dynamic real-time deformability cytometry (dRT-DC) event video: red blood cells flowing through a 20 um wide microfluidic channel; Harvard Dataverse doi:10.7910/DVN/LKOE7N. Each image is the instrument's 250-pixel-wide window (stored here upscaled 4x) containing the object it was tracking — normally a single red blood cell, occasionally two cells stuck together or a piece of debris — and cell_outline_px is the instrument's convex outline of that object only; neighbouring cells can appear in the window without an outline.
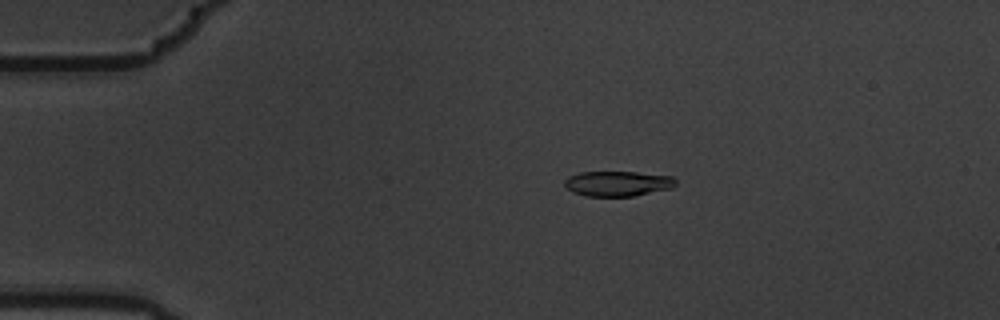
{"species": "common noctule bat (a hibernating species)", "species_latin": "Nyctalus noctula", "temperature_condition": "warm", "stored_images_in_passage": 5, "camera_frame_rate_fps": 3000, "um_per_image_px": 0.085, "animal": {"sex": "male", "body_mass_g": 19.5, "forearm_length_mm": 54.6}, "frame": {"image": 1, "passage_image": 2, "time_ms": 0.333, "image_size_px": [1000, 320], "cell_outline_px": [[676, 184], [672, 188], [632, 196], [584, 196], [572, 192], [564, 184], [564, 180], [568, 176], [580, 172], [636, 172], [672, 176], [676, 180]], "centroid_in_image_um": [52.49, 15.6], "position_along_channel_um": 32.5, "area_um2": 16.3}}
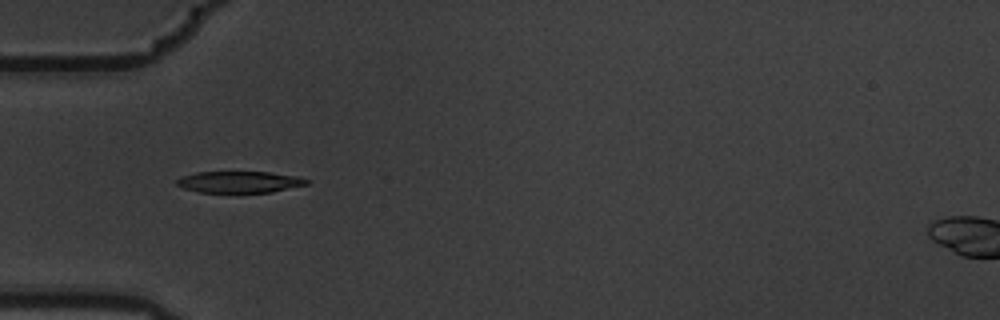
{"frame": {"image": 2, "passage_image": 4, "time_ms": 1.0, "image_size_px": [1000, 320], "cell_outline_px": [[308, 184], [272, 192], [200, 192], [184, 188], [176, 184], [176, 180], [184, 176], [196, 172], [268, 172], [296, 176], [308, 180]], "centroid_in_image_um": [20.35, 15.46], "position_along_channel_um": 64.6, "area_um2": 16.01}}
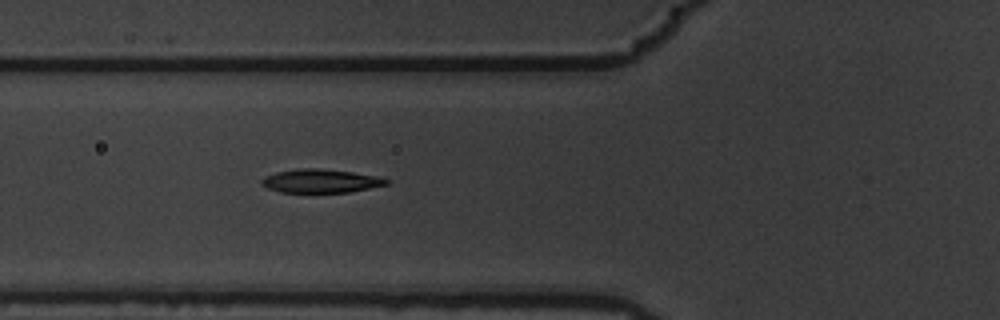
{"frame": {"image": 3, "passage_image": 5, "time_ms": 1.333, "image_size_px": [1000, 320], "cell_outline_px": [[388, 184], [348, 192], [280, 192], [268, 188], [260, 184], [260, 180], [264, 176], [276, 172], [296, 168], [320, 168], [352, 172], [376, 176], [388, 180]], "centroid_in_image_um": [27.18, 15.37], "position_along_channel_um": 98.6, "area_um2": 17.05}}